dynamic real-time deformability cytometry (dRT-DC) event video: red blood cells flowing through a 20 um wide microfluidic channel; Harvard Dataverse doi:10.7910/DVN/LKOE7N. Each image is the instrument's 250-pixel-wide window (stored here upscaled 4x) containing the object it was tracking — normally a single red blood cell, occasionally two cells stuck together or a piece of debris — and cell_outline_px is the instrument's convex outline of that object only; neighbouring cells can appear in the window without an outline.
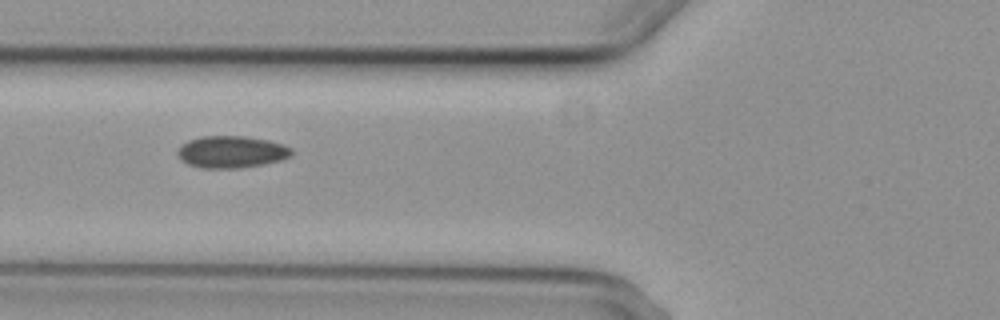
{"species": "common noctule bat (a hibernating species)", "species_latin": "Nyctalus noctula", "temperature_condition": "cold", "stored_images_in_passage": 7, "camera_frame_rate_fps": 3000, "um_per_image_px": 0.085, "animal": {"sex": "female", "body_mass_g": 29.2, "forearm_length_mm": 56.3}, "frame": {"image": 1, "passage_image": 7, "time_ms": 7.0, "image_size_px": [1000, 320], "cell_outline_px": [[292, 156], [280, 160], [264, 164], [240, 168], [200, 168], [188, 164], [176, 152], [180, 144], [188, 140], [200, 136], [244, 136], [268, 140], [284, 144], [292, 148]], "centroid_in_image_um": [19.68, 12.9], "position_along_channel_um": 106.1, "area_um2": 21.39}}